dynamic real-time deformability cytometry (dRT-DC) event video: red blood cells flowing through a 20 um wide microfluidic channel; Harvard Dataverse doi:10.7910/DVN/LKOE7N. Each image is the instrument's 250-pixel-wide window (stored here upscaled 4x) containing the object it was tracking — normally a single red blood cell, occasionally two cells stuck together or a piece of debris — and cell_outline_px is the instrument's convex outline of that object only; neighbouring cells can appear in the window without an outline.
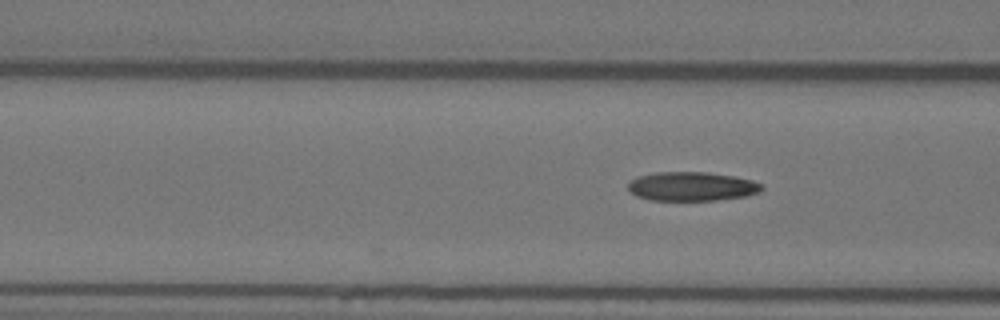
{"species": "Egyptian fruit bat (a non-hibernating species)", "species_latin": "Rousettus aegyptiacus", "temperature_condition": "warm", "stored_images_in_passage": 6, "camera_frame_rate_fps": 3000, "um_per_image_px": 0.085, "animal": {"sex": "female"}, "frame": {"image": 1, "passage_image": 6, "time_ms": 1.667, "image_size_px": [1000, 320], "cell_outline_px": [[764, 188], [760, 192], [748, 196], [716, 200], [648, 200], [636, 196], [628, 188], [628, 184], [632, 180], [640, 176], [656, 172], [708, 172], [732, 176], [752, 180], [760, 184]], "centroid_in_image_um": [58.82, 15.85], "position_along_channel_um": 107.8, "area_um2": 22.54}}